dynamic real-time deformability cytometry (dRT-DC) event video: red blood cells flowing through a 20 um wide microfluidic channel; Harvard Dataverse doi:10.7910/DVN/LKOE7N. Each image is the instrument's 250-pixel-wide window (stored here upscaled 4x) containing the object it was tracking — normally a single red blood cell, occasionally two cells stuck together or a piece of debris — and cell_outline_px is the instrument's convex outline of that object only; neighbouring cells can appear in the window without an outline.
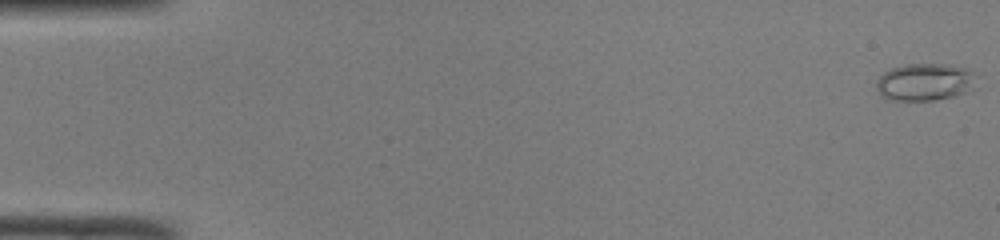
{"species": "common noctule bat (a hibernating species)", "species_latin": "Nyctalus noctula", "temperature_condition": "room temperature", "stored_images_in_passage": 46, "camera_frame_rate_fps": 3000, "um_per_image_px": 0.085, "animal": {"sex": "male", "body_mass_g": 19.0, "forearm_length_mm": 50.8}, "frame": {"image": 1, "passage_image": 1, "time_ms": 0.0, "image_size_px": [1000, 240], "cell_outline_px": [[976, 88], [956, 96], [936, 100], [884, 100], [880, 96], [876, 88], [876, 80], [884, 72], [892, 68], [904, 64], [948, 64], [964, 68], [972, 72], [976, 76]], "centroid_in_image_um": [78.61, 6.99], "position_along_channel_um": 6.4, "area_um2": 22.2}}
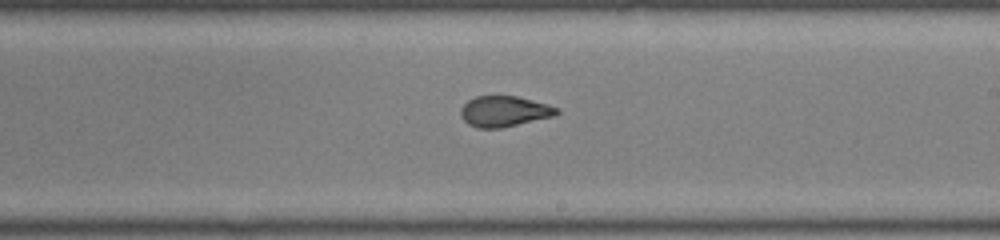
{"frame": {"image": 2, "passage_image": 30, "time_ms": 9.667, "image_size_px": [1000, 240], "cell_outline_px": [[560, 112], [556, 116], [500, 128], [476, 128], [468, 124], [460, 116], [460, 108], [468, 100], [476, 96], [516, 96], [548, 104], [560, 108]], "centroid_in_image_um": [42.87, 9.47], "position_along_channel_um": 246.1, "area_um2": 17.34}}
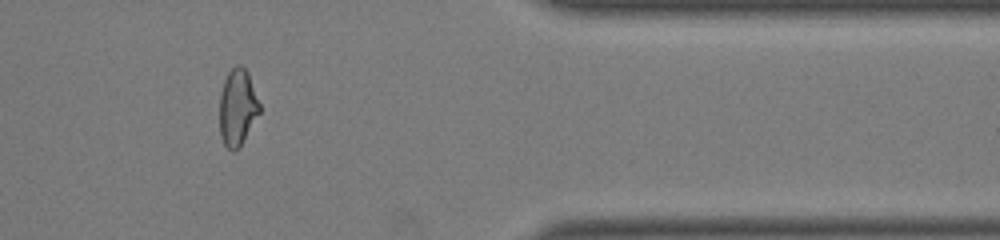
{"frame": {"image": 3, "passage_image": 42, "time_ms": 13.667, "image_size_px": [1000, 240], "cell_outline_px": [[260, 112], [240, 144], [232, 152], [224, 144], [220, 136], [220, 92], [224, 80], [228, 72], [236, 64], [240, 64], [248, 72], [260, 104]], "centroid_in_image_um": [20.17, 9.08], "position_along_channel_um": 391.2, "area_um2": 17.63}}